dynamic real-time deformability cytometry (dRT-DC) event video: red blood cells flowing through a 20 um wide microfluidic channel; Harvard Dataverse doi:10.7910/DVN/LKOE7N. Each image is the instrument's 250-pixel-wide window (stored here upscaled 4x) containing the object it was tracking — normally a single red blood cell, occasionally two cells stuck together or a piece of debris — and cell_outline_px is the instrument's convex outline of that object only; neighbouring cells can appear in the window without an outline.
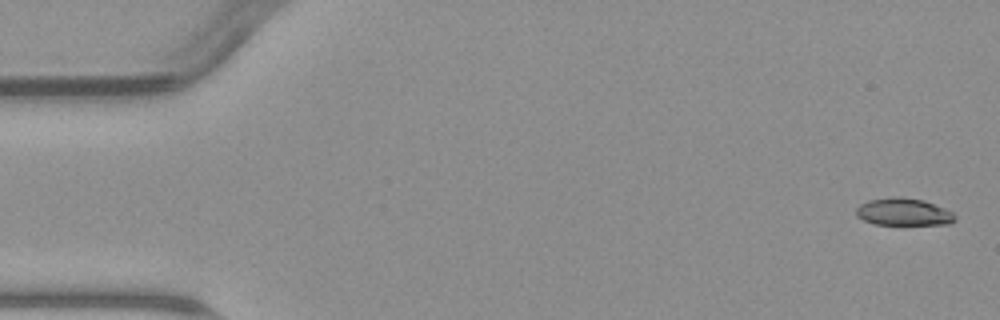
{"species": "common noctule bat (a hibernating species)", "species_latin": "Nyctalus noctula", "temperature_condition": "warm", "stored_images_in_passage": 5, "camera_frame_rate_fps": 3000, "um_per_image_px": 0.085, "animal": {"sex": "male", "body_mass_g": 23.1, "forearm_length_mm": 52.7}, "frame": {"image": 1, "passage_image": 1, "time_ms": 0.0, "image_size_px": [1000, 320], "cell_outline_px": [[956, 220], [948, 224], [872, 224], [856, 216], [856, 208], [860, 204], [868, 200], [900, 196], [924, 200], [944, 208], [952, 212], [956, 216]], "centroid_in_image_um": [76.79, 18.01], "position_along_channel_um": 8.2, "area_um2": 15.72}}
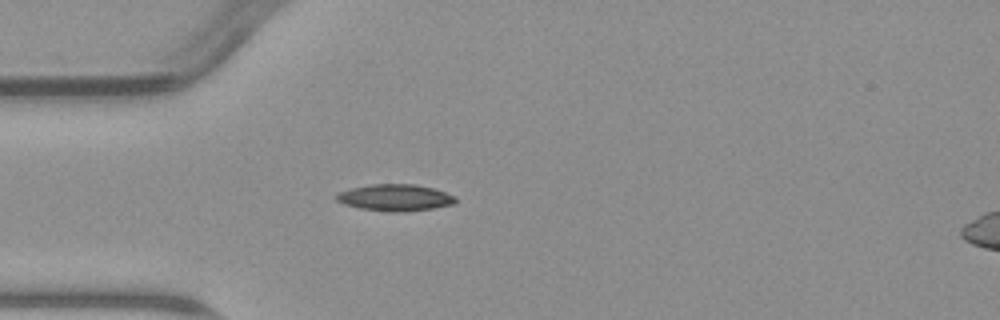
{"frame": {"image": 2, "passage_image": 5, "time_ms": 4.667, "image_size_px": [1000, 320], "cell_outline_px": [[456, 204], [432, 208], [404, 212], [388, 212], [360, 208], [344, 204], [336, 200], [332, 196], [340, 192], [352, 188], [372, 184], [416, 184], [432, 188], [456, 196]], "centroid_in_image_um": [33.58, 16.8], "position_along_channel_um": 51.4, "area_um2": 18.55}}